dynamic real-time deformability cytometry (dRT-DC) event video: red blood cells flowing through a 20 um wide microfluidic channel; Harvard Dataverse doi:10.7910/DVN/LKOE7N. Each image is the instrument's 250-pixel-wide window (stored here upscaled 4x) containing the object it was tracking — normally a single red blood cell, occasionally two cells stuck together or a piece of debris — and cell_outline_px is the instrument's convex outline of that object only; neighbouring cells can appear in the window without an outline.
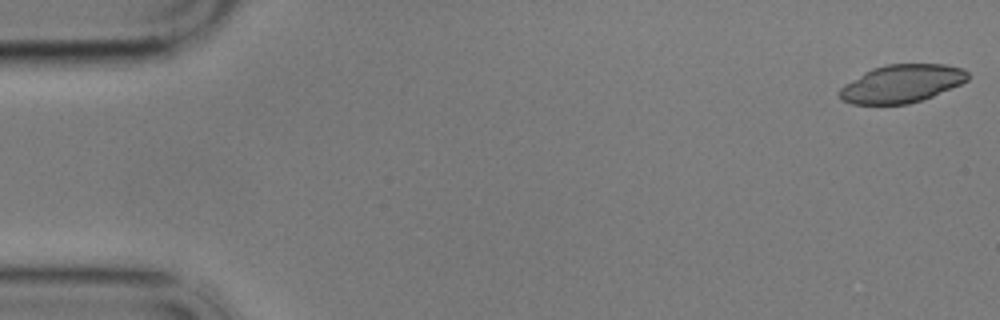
{"species": "common noctule bat (a hibernating species)", "species_latin": "Nyctalus noctula", "temperature_condition": "cold", "stored_images_in_passage": 56, "camera_frame_rate_fps": 3000, "um_per_image_px": 0.085, "animal": {"sex": "male", "body_mass_g": 17.9}, "frame": {"image": 1, "passage_image": 1, "time_ms": 0.0, "image_size_px": [1000, 320], "cell_outline_px": [[968, 80], [960, 84], [932, 96], [908, 104], [852, 104], [844, 100], [836, 92], [844, 84], [864, 72], [872, 68], [888, 64], [944, 64], [964, 68], [968, 72]], "centroid_in_image_um": [76.63, 7.1], "position_along_channel_um": 8.4, "area_um2": 28.32}}